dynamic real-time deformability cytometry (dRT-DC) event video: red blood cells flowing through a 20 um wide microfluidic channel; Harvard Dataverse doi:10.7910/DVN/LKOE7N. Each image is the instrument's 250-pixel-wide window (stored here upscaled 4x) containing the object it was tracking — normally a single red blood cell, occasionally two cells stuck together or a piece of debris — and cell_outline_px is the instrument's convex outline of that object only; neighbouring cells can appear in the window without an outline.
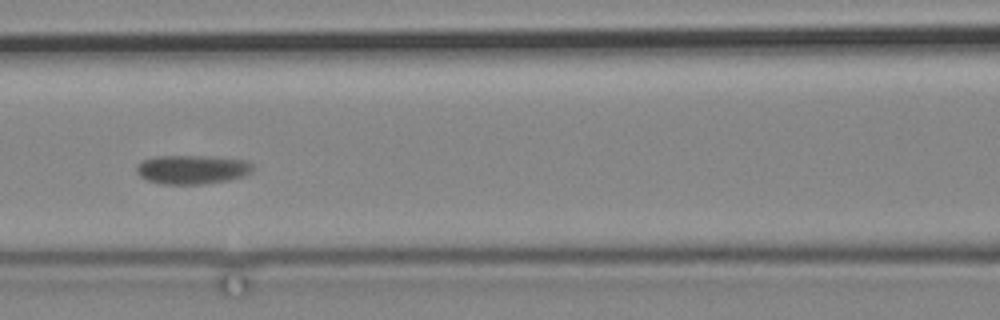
{"species": "common noctule bat (a hibernating species)", "species_latin": "Nyctalus noctula", "temperature_condition": "cold", "stored_images_in_passage": 3, "camera_frame_rate_fps": 3000, "um_per_image_px": 0.085, "animal": {"sex": "male", "body_mass_g": 19.2, "forearm_length_mm": 51.8}, "frame": {"image": 1, "passage_image": 3, "time_ms": 2.333, "image_size_px": [1000, 320], "cell_outline_px": [[256, 168], [252, 172], [244, 176], [228, 180], [204, 184], [164, 184], [148, 180], [140, 176], [136, 172], [136, 168], [144, 160], [156, 156], [204, 156], [248, 160]], "centroid_in_image_um": [16.4, 14.41], "position_along_channel_um": 150.2, "area_um2": 19.65}}